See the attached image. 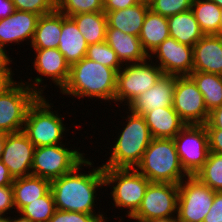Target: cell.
I'll return each instance as SVG.
<instances>
[{
    "instance_id": "cell-17",
    "label": "cell",
    "mask_w": 222,
    "mask_h": 222,
    "mask_svg": "<svg viewBox=\"0 0 222 222\" xmlns=\"http://www.w3.org/2000/svg\"><path fill=\"white\" fill-rule=\"evenodd\" d=\"M39 17L31 12L15 10L9 17L0 19V47L6 49L13 43L19 45L24 41L31 44Z\"/></svg>"
},
{
    "instance_id": "cell-6",
    "label": "cell",
    "mask_w": 222,
    "mask_h": 222,
    "mask_svg": "<svg viewBox=\"0 0 222 222\" xmlns=\"http://www.w3.org/2000/svg\"><path fill=\"white\" fill-rule=\"evenodd\" d=\"M105 186L110 190L113 207L127 210L130 218L140 207L148 185L151 183L135 168H103Z\"/></svg>"
},
{
    "instance_id": "cell-51",
    "label": "cell",
    "mask_w": 222,
    "mask_h": 222,
    "mask_svg": "<svg viewBox=\"0 0 222 222\" xmlns=\"http://www.w3.org/2000/svg\"><path fill=\"white\" fill-rule=\"evenodd\" d=\"M154 0H139L140 3L150 5Z\"/></svg>"
},
{
    "instance_id": "cell-50",
    "label": "cell",
    "mask_w": 222,
    "mask_h": 222,
    "mask_svg": "<svg viewBox=\"0 0 222 222\" xmlns=\"http://www.w3.org/2000/svg\"><path fill=\"white\" fill-rule=\"evenodd\" d=\"M0 222H10V216L0 215Z\"/></svg>"
},
{
    "instance_id": "cell-43",
    "label": "cell",
    "mask_w": 222,
    "mask_h": 222,
    "mask_svg": "<svg viewBox=\"0 0 222 222\" xmlns=\"http://www.w3.org/2000/svg\"><path fill=\"white\" fill-rule=\"evenodd\" d=\"M10 55H8L7 50L3 47H0V73H13L12 67L10 66L12 63Z\"/></svg>"
},
{
    "instance_id": "cell-31",
    "label": "cell",
    "mask_w": 222,
    "mask_h": 222,
    "mask_svg": "<svg viewBox=\"0 0 222 222\" xmlns=\"http://www.w3.org/2000/svg\"><path fill=\"white\" fill-rule=\"evenodd\" d=\"M194 176L212 190L222 191V154L210 152L207 161Z\"/></svg>"
},
{
    "instance_id": "cell-52",
    "label": "cell",
    "mask_w": 222,
    "mask_h": 222,
    "mask_svg": "<svg viewBox=\"0 0 222 222\" xmlns=\"http://www.w3.org/2000/svg\"><path fill=\"white\" fill-rule=\"evenodd\" d=\"M222 9V0H211Z\"/></svg>"
},
{
    "instance_id": "cell-28",
    "label": "cell",
    "mask_w": 222,
    "mask_h": 222,
    "mask_svg": "<svg viewBox=\"0 0 222 222\" xmlns=\"http://www.w3.org/2000/svg\"><path fill=\"white\" fill-rule=\"evenodd\" d=\"M88 46L106 40L107 16L104 12L79 13L70 16Z\"/></svg>"
},
{
    "instance_id": "cell-15",
    "label": "cell",
    "mask_w": 222,
    "mask_h": 222,
    "mask_svg": "<svg viewBox=\"0 0 222 222\" xmlns=\"http://www.w3.org/2000/svg\"><path fill=\"white\" fill-rule=\"evenodd\" d=\"M148 57L152 61L156 58L155 63L165 75L189 76L193 71V47L172 37L165 39Z\"/></svg>"
},
{
    "instance_id": "cell-46",
    "label": "cell",
    "mask_w": 222,
    "mask_h": 222,
    "mask_svg": "<svg viewBox=\"0 0 222 222\" xmlns=\"http://www.w3.org/2000/svg\"><path fill=\"white\" fill-rule=\"evenodd\" d=\"M14 11L12 0H0V19L9 17Z\"/></svg>"
},
{
    "instance_id": "cell-14",
    "label": "cell",
    "mask_w": 222,
    "mask_h": 222,
    "mask_svg": "<svg viewBox=\"0 0 222 222\" xmlns=\"http://www.w3.org/2000/svg\"><path fill=\"white\" fill-rule=\"evenodd\" d=\"M173 108L186 125H204L210 112L202 93L189 76H175Z\"/></svg>"
},
{
    "instance_id": "cell-8",
    "label": "cell",
    "mask_w": 222,
    "mask_h": 222,
    "mask_svg": "<svg viewBox=\"0 0 222 222\" xmlns=\"http://www.w3.org/2000/svg\"><path fill=\"white\" fill-rule=\"evenodd\" d=\"M66 144H57L43 147H36L31 167V175L49 180L58 179L64 174L70 173L86 157L80 152V148L72 146L65 147ZM77 148V149H75Z\"/></svg>"
},
{
    "instance_id": "cell-30",
    "label": "cell",
    "mask_w": 222,
    "mask_h": 222,
    "mask_svg": "<svg viewBox=\"0 0 222 222\" xmlns=\"http://www.w3.org/2000/svg\"><path fill=\"white\" fill-rule=\"evenodd\" d=\"M189 77L202 93L205 106L209 112L222 106V75L192 71Z\"/></svg>"
},
{
    "instance_id": "cell-19",
    "label": "cell",
    "mask_w": 222,
    "mask_h": 222,
    "mask_svg": "<svg viewBox=\"0 0 222 222\" xmlns=\"http://www.w3.org/2000/svg\"><path fill=\"white\" fill-rule=\"evenodd\" d=\"M193 71L222 75V35H204L193 46Z\"/></svg>"
},
{
    "instance_id": "cell-47",
    "label": "cell",
    "mask_w": 222,
    "mask_h": 222,
    "mask_svg": "<svg viewBox=\"0 0 222 222\" xmlns=\"http://www.w3.org/2000/svg\"><path fill=\"white\" fill-rule=\"evenodd\" d=\"M16 214L17 215H14L15 217H13V216L11 217V215H10V222H33L31 219H29L28 217L22 215L19 212H16Z\"/></svg>"
},
{
    "instance_id": "cell-23",
    "label": "cell",
    "mask_w": 222,
    "mask_h": 222,
    "mask_svg": "<svg viewBox=\"0 0 222 222\" xmlns=\"http://www.w3.org/2000/svg\"><path fill=\"white\" fill-rule=\"evenodd\" d=\"M62 32V13L54 12L39 17L32 39L33 50L58 48Z\"/></svg>"
},
{
    "instance_id": "cell-2",
    "label": "cell",
    "mask_w": 222,
    "mask_h": 222,
    "mask_svg": "<svg viewBox=\"0 0 222 222\" xmlns=\"http://www.w3.org/2000/svg\"><path fill=\"white\" fill-rule=\"evenodd\" d=\"M116 81L115 69L84 57L70 65L69 78L60 92L77 99H102L101 101H107L111 105V102L114 103Z\"/></svg>"
},
{
    "instance_id": "cell-48",
    "label": "cell",
    "mask_w": 222,
    "mask_h": 222,
    "mask_svg": "<svg viewBox=\"0 0 222 222\" xmlns=\"http://www.w3.org/2000/svg\"><path fill=\"white\" fill-rule=\"evenodd\" d=\"M6 136H7L6 132L0 131V160L2 158L3 148H4L5 141H6Z\"/></svg>"
},
{
    "instance_id": "cell-21",
    "label": "cell",
    "mask_w": 222,
    "mask_h": 222,
    "mask_svg": "<svg viewBox=\"0 0 222 222\" xmlns=\"http://www.w3.org/2000/svg\"><path fill=\"white\" fill-rule=\"evenodd\" d=\"M143 117L152 138L173 139L186 126L173 106L156 108Z\"/></svg>"
},
{
    "instance_id": "cell-5",
    "label": "cell",
    "mask_w": 222,
    "mask_h": 222,
    "mask_svg": "<svg viewBox=\"0 0 222 222\" xmlns=\"http://www.w3.org/2000/svg\"><path fill=\"white\" fill-rule=\"evenodd\" d=\"M46 98L39 96L29 107L22 130L35 147L63 144L69 130L63 123L65 117L53 111L54 104Z\"/></svg>"
},
{
    "instance_id": "cell-42",
    "label": "cell",
    "mask_w": 222,
    "mask_h": 222,
    "mask_svg": "<svg viewBox=\"0 0 222 222\" xmlns=\"http://www.w3.org/2000/svg\"><path fill=\"white\" fill-rule=\"evenodd\" d=\"M205 128H219L222 129V106L213 109L210 112L208 122Z\"/></svg>"
},
{
    "instance_id": "cell-20",
    "label": "cell",
    "mask_w": 222,
    "mask_h": 222,
    "mask_svg": "<svg viewBox=\"0 0 222 222\" xmlns=\"http://www.w3.org/2000/svg\"><path fill=\"white\" fill-rule=\"evenodd\" d=\"M105 41L116 52L117 58L122 64L140 63L149 58L139 37L125 34L108 25Z\"/></svg>"
},
{
    "instance_id": "cell-3",
    "label": "cell",
    "mask_w": 222,
    "mask_h": 222,
    "mask_svg": "<svg viewBox=\"0 0 222 222\" xmlns=\"http://www.w3.org/2000/svg\"><path fill=\"white\" fill-rule=\"evenodd\" d=\"M127 109L123 130L118 131L115 142L110 145L109 159L102 163L103 168H135L142 160L143 154L152 140L148 125L142 115ZM129 114V115H128ZM127 123V124H125ZM125 124V125H124ZM113 146V147H111ZM112 151V152H111Z\"/></svg>"
},
{
    "instance_id": "cell-11",
    "label": "cell",
    "mask_w": 222,
    "mask_h": 222,
    "mask_svg": "<svg viewBox=\"0 0 222 222\" xmlns=\"http://www.w3.org/2000/svg\"><path fill=\"white\" fill-rule=\"evenodd\" d=\"M179 185L151 182L138 210L130 217L133 221L177 217Z\"/></svg>"
},
{
    "instance_id": "cell-7",
    "label": "cell",
    "mask_w": 222,
    "mask_h": 222,
    "mask_svg": "<svg viewBox=\"0 0 222 222\" xmlns=\"http://www.w3.org/2000/svg\"><path fill=\"white\" fill-rule=\"evenodd\" d=\"M162 75V69L149 58L140 63L123 64L117 72L114 103L124 104L120 105L122 108L128 106L139 95L154 86Z\"/></svg>"
},
{
    "instance_id": "cell-26",
    "label": "cell",
    "mask_w": 222,
    "mask_h": 222,
    "mask_svg": "<svg viewBox=\"0 0 222 222\" xmlns=\"http://www.w3.org/2000/svg\"><path fill=\"white\" fill-rule=\"evenodd\" d=\"M168 37L170 31L167 17L149 9L139 34L144 51L149 56Z\"/></svg>"
},
{
    "instance_id": "cell-37",
    "label": "cell",
    "mask_w": 222,
    "mask_h": 222,
    "mask_svg": "<svg viewBox=\"0 0 222 222\" xmlns=\"http://www.w3.org/2000/svg\"><path fill=\"white\" fill-rule=\"evenodd\" d=\"M14 9L46 15L56 10V0H12Z\"/></svg>"
},
{
    "instance_id": "cell-45",
    "label": "cell",
    "mask_w": 222,
    "mask_h": 222,
    "mask_svg": "<svg viewBox=\"0 0 222 222\" xmlns=\"http://www.w3.org/2000/svg\"><path fill=\"white\" fill-rule=\"evenodd\" d=\"M14 178L9 173L8 168L0 160V186L12 185Z\"/></svg>"
},
{
    "instance_id": "cell-24",
    "label": "cell",
    "mask_w": 222,
    "mask_h": 222,
    "mask_svg": "<svg viewBox=\"0 0 222 222\" xmlns=\"http://www.w3.org/2000/svg\"><path fill=\"white\" fill-rule=\"evenodd\" d=\"M148 10L149 5L138 3L126 9L104 13L107 16V25L110 28L139 37Z\"/></svg>"
},
{
    "instance_id": "cell-25",
    "label": "cell",
    "mask_w": 222,
    "mask_h": 222,
    "mask_svg": "<svg viewBox=\"0 0 222 222\" xmlns=\"http://www.w3.org/2000/svg\"><path fill=\"white\" fill-rule=\"evenodd\" d=\"M51 182L47 179L29 175L14 178L12 183L15 211L44 196L50 190Z\"/></svg>"
},
{
    "instance_id": "cell-49",
    "label": "cell",
    "mask_w": 222,
    "mask_h": 222,
    "mask_svg": "<svg viewBox=\"0 0 222 222\" xmlns=\"http://www.w3.org/2000/svg\"><path fill=\"white\" fill-rule=\"evenodd\" d=\"M133 222H177L176 217H170L165 219H152V220H146V221H133Z\"/></svg>"
},
{
    "instance_id": "cell-33",
    "label": "cell",
    "mask_w": 222,
    "mask_h": 222,
    "mask_svg": "<svg viewBox=\"0 0 222 222\" xmlns=\"http://www.w3.org/2000/svg\"><path fill=\"white\" fill-rule=\"evenodd\" d=\"M104 0H56V10L67 17L79 13L103 12Z\"/></svg>"
},
{
    "instance_id": "cell-13",
    "label": "cell",
    "mask_w": 222,
    "mask_h": 222,
    "mask_svg": "<svg viewBox=\"0 0 222 222\" xmlns=\"http://www.w3.org/2000/svg\"><path fill=\"white\" fill-rule=\"evenodd\" d=\"M34 61L33 69L37 72L36 74L40 76L30 77L27 82H25L38 96H46L43 95L45 87L47 84L42 85L45 79L51 80L55 86L60 88V91L63 89L67 80L69 78L70 73V64L66 61L64 55L56 48V49H41L34 50ZM30 82V83H29ZM42 86H39V85Z\"/></svg>"
},
{
    "instance_id": "cell-1",
    "label": "cell",
    "mask_w": 222,
    "mask_h": 222,
    "mask_svg": "<svg viewBox=\"0 0 222 222\" xmlns=\"http://www.w3.org/2000/svg\"><path fill=\"white\" fill-rule=\"evenodd\" d=\"M94 162L86 158L70 173L64 174L51 181L50 190L52 192L55 207L62 211H74L86 214H103L97 211V191L105 188L103 167H94ZM83 167H88L91 171H83ZM92 167V168H91ZM81 170V171H80ZM98 189V190H97Z\"/></svg>"
},
{
    "instance_id": "cell-4",
    "label": "cell",
    "mask_w": 222,
    "mask_h": 222,
    "mask_svg": "<svg viewBox=\"0 0 222 222\" xmlns=\"http://www.w3.org/2000/svg\"><path fill=\"white\" fill-rule=\"evenodd\" d=\"M135 169L150 182L179 184L189 175L184 171L173 139L152 138Z\"/></svg>"
},
{
    "instance_id": "cell-44",
    "label": "cell",
    "mask_w": 222,
    "mask_h": 222,
    "mask_svg": "<svg viewBox=\"0 0 222 222\" xmlns=\"http://www.w3.org/2000/svg\"><path fill=\"white\" fill-rule=\"evenodd\" d=\"M15 73H0V95L10 89L17 80L13 77Z\"/></svg>"
},
{
    "instance_id": "cell-35",
    "label": "cell",
    "mask_w": 222,
    "mask_h": 222,
    "mask_svg": "<svg viewBox=\"0 0 222 222\" xmlns=\"http://www.w3.org/2000/svg\"><path fill=\"white\" fill-rule=\"evenodd\" d=\"M192 3L193 0H154L149 5V9L168 18L191 10Z\"/></svg>"
},
{
    "instance_id": "cell-9",
    "label": "cell",
    "mask_w": 222,
    "mask_h": 222,
    "mask_svg": "<svg viewBox=\"0 0 222 222\" xmlns=\"http://www.w3.org/2000/svg\"><path fill=\"white\" fill-rule=\"evenodd\" d=\"M178 185L177 222H203L213 204L215 191L196 176H188Z\"/></svg>"
},
{
    "instance_id": "cell-27",
    "label": "cell",
    "mask_w": 222,
    "mask_h": 222,
    "mask_svg": "<svg viewBox=\"0 0 222 222\" xmlns=\"http://www.w3.org/2000/svg\"><path fill=\"white\" fill-rule=\"evenodd\" d=\"M170 37L176 41L194 46L203 36L191 10L167 18Z\"/></svg>"
},
{
    "instance_id": "cell-38",
    "label": "cell",
    "mask_w": 222,
    "mask_h": 222,
    "mask_svg": "<svg viewBox=\"0 0 222 222\" xmlns=\"http://www.w3.org/2000/svg\"><path fill=\"white\" fill-rule=\"evenodd\" d=\"M13 209L14 211H12ZM10 212H16L13 198V187L12 185L0 186V215L8 213L10 215Z\"/></svg>"
},
{
    "instance_id": "cell-16",
    "label": "cell",
    "mask_w": 222,
    "mask_h": 222,
    "mask_svg": "<svg viewBox=\"0 0 222 222\" xmlns=\"http://www.w3.org/2000/svg\"><path fill=\"white\" fill-rule=\"evenodd\" d=\"M35 148L23 131L7 133L1 161L13 178L31 175Z\"/></svg>"
},
{
    "instance_id": "cell-18",
    "label": "cell",
    "mask_w": 222,
    "mask_h": 222,
    "mask_svg": "<svg viewBox=\"0 0 222 222\" xmlns=\"http://www.w3.org/2000/svg\"><path fill=\"white\" fill-rule=\"evenodd\" d=\"M174 88L175 76L163 74L154 86L127 106L128 110L143 116L156 108L173 106Z\"/></svg>"
},
{
    "instance_id": "cell-36",
    "label": "cell",
    "mask_w": 222,
    "mask_h": 222,
    "mask_svg": "<svg viewBox=\"0 0 222 222\" xmlns=\"http://www.w3.org/2000/svg\"><path fill=\"white\" fill-rule=\"evenodd\" d=\"M107 214H86L74 211H62L56 209L48 222H107Z\"/></svg>"
},
{
    "instance_id": "cell-22",
    "label": "cell",
    "mask_w": 222,
    "mask_h": 222,
    "mask_svg": "<svg viewBox=\"0 0 222 222\" xmlns=\"http://www.w3.org/2000/svg\"><path fill=\"white\" fill-rule=\"evenodd\" d=\"M72 65L86 57L88 44L71 17L62 14V32L57 48Z\"/></svg>"
},
{
    "instance_id": "cell-39",
    "label": "cell",
    "mask_w": 222,
    "mask_h": 222,
    "mask_svg": "<svg viewBox=\"0 0 222 222\" xmlns=\"http://www.w3.org/2000/svg\"><path fill=\"white\" fill-rule=\"evenodd\" d=\"M203 222H222V191H215L213 204Z\"/></svg>"
},
{
    "instance_id": "cell-40",
    "label": "cell",
    "mask_w": 222,
    "mask_h": 222,
    "mask_svg": "<svg viewBox=\"0 0 222 222\" xmlns=\"http://www.w3.org/2000/svg\"><path fill=\"white\" fill-rule=\"evenodd\" d=\"M210 152L222 154V129L206 128Z\"/></svg>"
},
{
    "instance_id": "cell-34",
    "label": "cell",
    "mask_w": 222,
    "mask_h": 222,
    "mask_svg": "<svg viewBox=\"0 0 222 222\" xmlns=\"http://www.w3.org/2000/svg\"><path fill=\"white\" fill-rule=\"evenodd\" d=\"M86 58L101 63L109 68H113L117 72L123 66L117 58L116 52L106 43V41L89 45Z\"/></svg>"
},
{
    "instance_id": "cell-32",
    "label": "cell",
    "mask_w": 222,
    "mask_h": 222,
    "mask_svg": "<svg viewBox=\"0 0 222 222\" xmlns=\"http://www.w3.org/2000/svg\"><path fill=\"white\" fill-rule=\"evenodd\" d=\"M56 210L51 190L34 202L25 205L19 213L33 222H48Z\"/></svg>"
},
{
    "instance_id": "cell-12",
    "label": "cell",
    "mask_w": 222,
    "mask_h": 222,
    "mask_svg": "<svg viewBox=\"0 0 222 222\" xmlns=\"http://www.w3.org/2000/svg\"><path fill=\"white\" fill-rule=\"evenodd\" d=\"M173 140L184 171L194 176L210 153L205 125H186Z\"/></svg>"
},
{
    "instance_id": "cell-53",
    "label": "cell",
    "mask_w": 222,
    "mask_h": 222,
    "mask_svg": "<svg viewBox=\"0 0 222 222\" xmlns=\"http://www.w3.org/2000/svg\"><path fill=\"white\" fill-rule=\"evenodd\" d=\"M221 35H222V14H221Z\"/></svg>"
},
{
    "instance_id": "cell-29",
    "label": "cell",
    "mask_w": 222,
    "mask_h": 222,
    "mask_svg": "<svg viewBox=\"0 0 222 222\" xmlns=\"http://www.w3.org/2000/svg\"><path fill=\"white\" fill-rule=\"evenodd\" d=\"M191 11L204 35H221L222 9L211 0H193Z\"/></svg>"
},
{
    "instance_id": "cell-10",
    "label": "cell",
    "mask_w": 222,
    "mask_h": 222,
    "mask_svg": "<svg viewBox=\"0 0 222 222\" xmlns=\"http://www.w3.org/2000/svg\"><path fill=\"white\" fill-rule=\"evenodd\" d=\"M19 81L0 95V131L6 133L23 130L27 111L39 97L25 80Z\"/></svg>"
},
{
    "instance_id": "cell-41",
    "label": "cell",
    "mask_w": 222,
    "mask_h": 222,
    "mask_svg": "<svg viewBox=\"0 0 222 222\" xmlns=\"http://www.w3.org/2000/svg\"><path fill=\"white\" fill-rule=\"evenodd\" d=\"M140 3L139 0H104L103 12L126 9Z\"/></svg>"
}]
</instances>
